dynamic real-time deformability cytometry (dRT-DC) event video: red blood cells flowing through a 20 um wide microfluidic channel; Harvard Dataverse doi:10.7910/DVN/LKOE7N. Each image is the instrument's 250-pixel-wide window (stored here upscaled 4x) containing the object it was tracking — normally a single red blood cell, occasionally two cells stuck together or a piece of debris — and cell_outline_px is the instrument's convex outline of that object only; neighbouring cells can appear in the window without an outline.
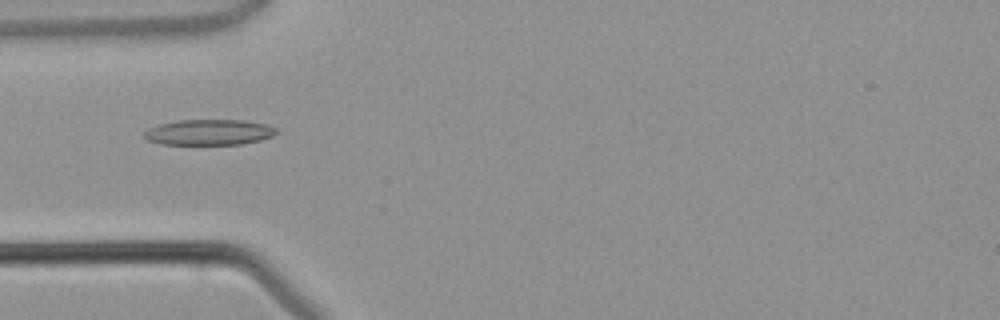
{"species": "common noctule bat (a hibernating species)", "species_latin": "Nyctalus noctula", "temperature_condition": "warm", "stored_images_in_passage": 4, "camera_frame_rate_fps": 3000, "um_per_image_px": 0.085, "animal": {"sex": "male", "body_mass_g": 21.5, "forearm_length_mm": 52.0}, "frame": {"image": 1, "passage_image": 4, "time_ms": 3.667, "image_size_px": [1000, 320], "cell_outline_px": [[280, 132], [272, 136], [260, 140], [240, 144], [160, 144], [148, 140], [144, 136], [144, 132], [148, 128], [160, 124], [180, 120], [244, 120], [268, 124], [276, 128]], "centroid_in_image_um": [17.81, 11.23], "position_along_channel_um": 67.2, "area_um2": 19.77}}